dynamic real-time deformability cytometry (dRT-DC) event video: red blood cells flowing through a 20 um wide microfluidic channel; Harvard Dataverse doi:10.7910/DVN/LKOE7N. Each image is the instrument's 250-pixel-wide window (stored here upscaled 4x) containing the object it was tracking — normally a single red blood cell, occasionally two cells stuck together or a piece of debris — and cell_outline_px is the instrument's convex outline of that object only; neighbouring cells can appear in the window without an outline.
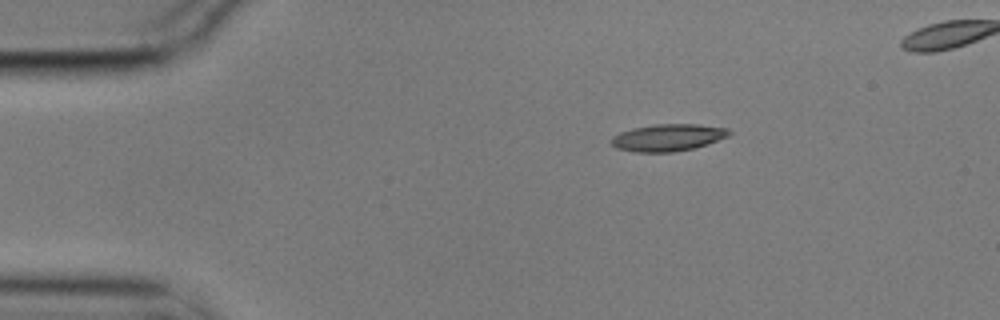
{"species": "common noctule bat (a hibernating species)", "species_latin": "Nyctalus noctula", "temperature_condition": "cold", "stored_images_in_passage": 46, "camera_frame_rate_fps": 3000, "um_per_image_px": 0.085, "animal": {"sex": "male", "body_mass_g": 17.9}, "frame": {"image": 1, "passage_image": 1, "time_ms": 0.0, "image_size_px": [1000, 320], "cell_outline_px": [[732, 132], [728, 136], [692, 148], [672, 152], [636, 152], [616, 148], [612, 144], [612, 136], [620, 132], [632, 128], [656, 124], [700, 124], [728, 128]], "centroid_in_image_um": [56.75, 11.68], "position_along_channel_um": 28.2, "area_um2": 18.38}}
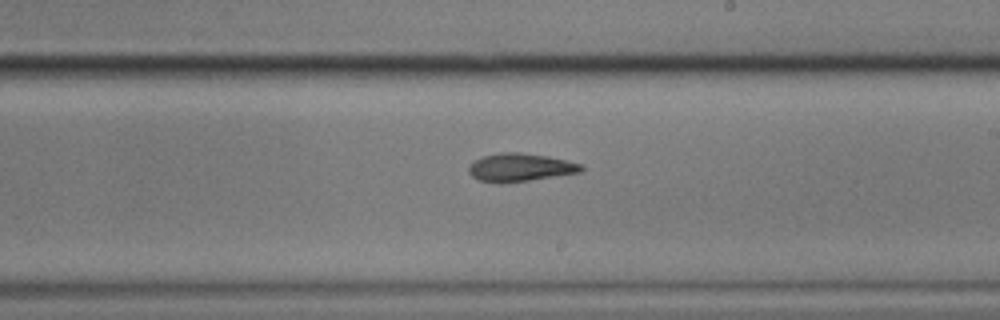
{"frame": {"image": 2, "passage_image": 24, "time_ms": 7.667, "image_size_px": [1000, 320], "cell_outline_px": [[584, 168], [580, 172], [528, 180], [500, 184], [496, 184], [476, 180], [468, 172], [468, 168], [476, 160], [484, 156], [500, 152], [520, 152], [548, 156], [580, 164]], "centroid_in_image_um": [44.15, 14.24], "position_along_channel_um": 244.8, "area_um2": 18.32}}
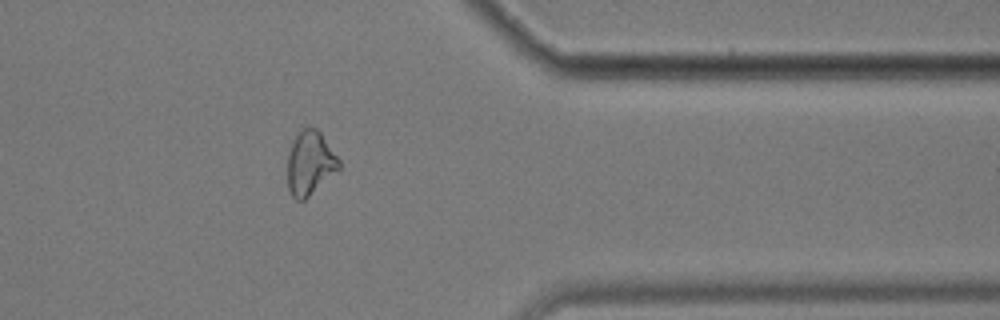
{"frame": {"image": 3, "passage_image": 37, "time_ms": 12.0, "image_size_px": [1000, 320], "cell_outline_px": [[340, 168], [304, 200], [296, 200], [292, 196], [288, 188], [288, 152], [292, 140], [304, 128], [316, 128], [320, 132], [340, 160]], "centroid_in_image_um": [26.34, 13.86], "position_along_channel_um": 385.1, "area_um2": 18.9}, "authors_computed_cell_mechanics": {"area_um2": 18.5538, "velocity_mm_per_s": 3.5517, "shape_relaxation_time_tau1_ms": 7.4175, "shape_relaxation_time_tau2_ms": 7.5045, "deformation_change_tau1": 0.1761, "deformation_change_tau2": 0.1631}}